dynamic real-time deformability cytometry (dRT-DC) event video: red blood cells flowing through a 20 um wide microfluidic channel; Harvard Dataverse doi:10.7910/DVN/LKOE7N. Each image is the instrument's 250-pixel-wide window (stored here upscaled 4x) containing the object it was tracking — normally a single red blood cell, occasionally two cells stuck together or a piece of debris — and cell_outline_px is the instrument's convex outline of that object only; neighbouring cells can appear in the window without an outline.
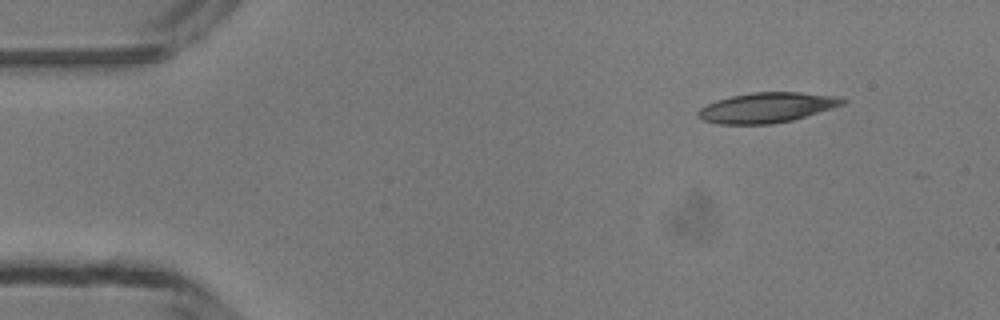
{"species": "common noctule bat (a hibernating species)", "species_latin": "Nyctalus noctula", "temperature_condition": "room temperature", "stored_images_in_passage": 4, "camera_frame_rate_fps": 3000, "um_per_image_px": 0.085, "animal": {"sex": "male", "body_mass_g": 13.3}, "frame": {"image": 1, "passage_image": 4, "time_ms": 4.333, "image_size_px": [1000, 320], "cell_outline_px": [[848, 100], [844, 104], [792, 120], [772, 124], [716, 124], [704, 120], [696, 116], [696, 112], [700, 108], [716, 100], [732, 96], [752, 92], [800, 92], [840, 96]], "centroid_in_image_um": [65.18, 9.14], "position_along_channel_um": 19.8, "area_um2": 25.37}}